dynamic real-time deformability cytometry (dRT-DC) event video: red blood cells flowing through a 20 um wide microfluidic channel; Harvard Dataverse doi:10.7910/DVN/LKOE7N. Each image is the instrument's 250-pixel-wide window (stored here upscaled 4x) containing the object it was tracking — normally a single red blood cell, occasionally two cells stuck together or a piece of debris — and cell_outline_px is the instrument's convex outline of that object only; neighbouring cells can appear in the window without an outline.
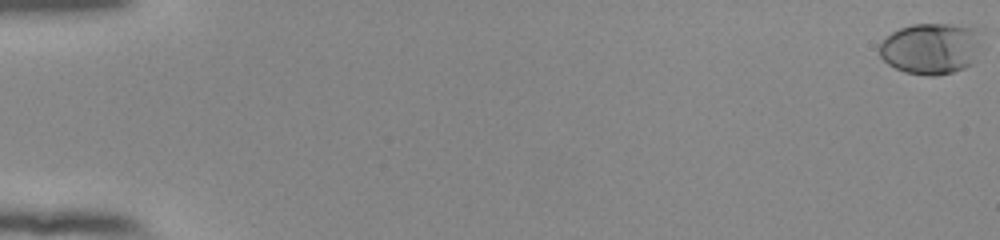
{"species": "human", "species_latin": "Homo sapiens", "temperature_condition": "room temperature", "stored_images_in_passage": 56, "camera_frame_rate_fps": 3000, "um_per_image_px": 0.085, "donor": {"sex": "female"}, "frame": {"image": 1, "passage_image": 1, "time_ms": 0.0, "image_size_px": [1000, 240], "cell_outline_px": [[984, 48], [976, 60], [972, 64], [964, 68], [952, 72], [936, 76], [928, 76], [904, 72], [888, 64], [880, 56], [880, 44], [892, 32], [900, 28], [912, 24], [972, 24], [984, 28]], "centroid_in_image_um": [79.31, 4.08], "position_along_channel_um": 5.7, "area_um2": 31.96}}
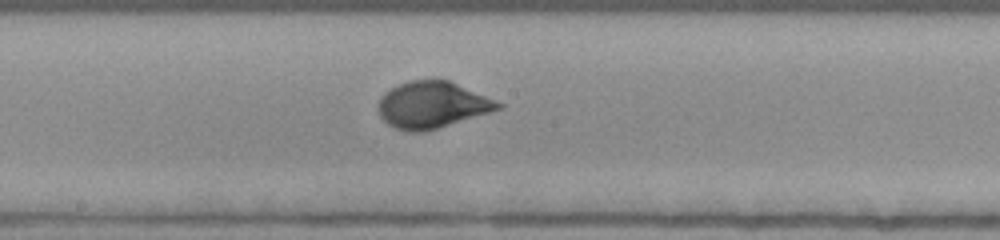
{"frame": {"image": 2, "passage_image": 32, "time_ms": 10.333, "image_size_px": [1000, 240], "cell_outline_px": [[504, 108], [424, 132], [408, 132], [396, 128], [388, 124], [380, 116], [380, 96], [392, 88], [408, 80], [448, 80], [504, 104]], "centroid_in_image_um": [36.75, 8.93], "position_along_channel_um": 211.5, "area_um2": 32.08}}
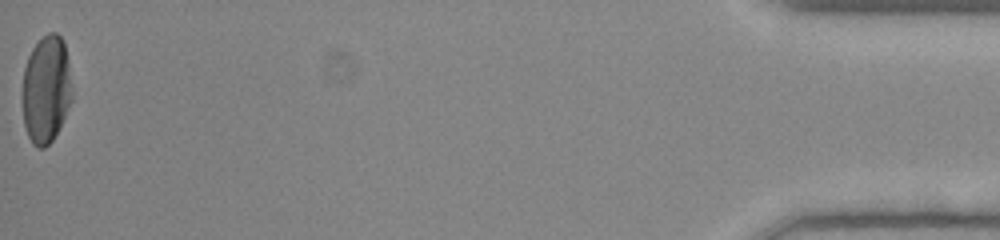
{"frame": {"image": 3, "passage_image": 56, "time_ms": 18.333, "image_size_px": [1000, 240], "cell_outline_px": [[72, 100], [52, 140], [44, 148], [36, 148], [32, 144], [28, 136], [24, 124], [24, 68], [28, 56], [32, 48], [48, 32], [56, 32], [64, 40], [68, 60], [72, 88]], "centroid_in_image_um": [3.94, 7.58], "position_along_channel_um": 431.3, "area_um2": 30.81}, "authors_computed_cell_mechanics": {"area_um2": 30.7785, "velocity_mm_per_s": 3.8707, "shape_relaxation_time_tau1_ms": 3.9697, "shape_relaxation_time_tau2_ms": null, "deformation_change_tau1": 0.1786, "deformation_change_tau2": null}}